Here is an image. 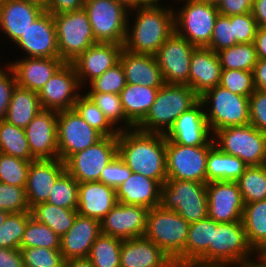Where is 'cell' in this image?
<instances>
[{"label":"cell","instance_id":"obj_1","mask_svg":"<svg viewBox=\"0 0 266 267\" xmlns=\"http://www.w3.org/2000/svg\"><path fill=\"white\" fill-rule=\"evenodd\" d=\"M161 4H144L129 10L123 49L135 54L156 55L174 33L173 6ZM131 17L135 18L130 21Z\"/></svg>","mask_w":266,"mask_h":267},{"label":"cell","instance_id":"obj_2","mask_svg":"<svg viewBox=\"0 0 266 267\" xmlns=\"http://www.w3.org/2000/svg\"><path fill=\"white\" fill-rule=\"evenodd\" d=\"M118 155L133 173L157 180H167L166 138L161 133L144 132L136 127L117 135Z\"/></svg>","mask_w":266,"mask_h":267},{"label":"cell","instance_id":"obj_3","mask_svg":"<svg viewBox=\"0 0 266 267\" xmlns=\"http://www.w3.org/2000/svg\"><path fill=\"white\" fill-rule=\"evenodd\" d=\"M199 100L200 97L188 85L164 84L159 88L149 112L136 128L165 134L174 121Z\"/></svg>","mask_w":266,"mask_h":267},{"label":"cell","instance_id":"obj_4","mask_svg":"<svg viewBox=\"0 0 266 267\" xmlns=\"http://www.w3.org/2000/svg\"><path fill=\"white\" fill-rule=\"evenodd\" d=\"M190 223L161 205L149 209L144 237L153 241L174 262L185 263V244Z\"/></svg>","mask_w":266,"mask_h":267},{"label":"cell","instance_id":"obj_5","mask_svg":"<svg viewBox=\"0 0 266 267\" xmlns=\"http://www.w3.org/2000/svg\"><path fill=\"white\" fill-rule=\"evenodd\" d=\"M212 134L232 126L250 124L249 97L216 86L200 96Z\"/></svg>","mask_w":266,"mask_h":267},{"label":"cell","instance_id":"obj_6","mask_svg":"<svg viewBox=\"0 0 266 267\" xmlns=\"http://www.w3.org/2000/svg\"><path fill=\"white\" fill-rule=\"evenodd\" d=\"M175 1L183 5L177 7L178 9L175 8L176 6L173 7L174 32L196 47H207L220 14L217 6L200 0Z\"/></svg>","mask_w":266,"mask_h":267},{"label":"cell","instance_id":"obj_7","mask_svg":"<svg viewBox=\"0 0 266 267\" xmlns=\"http://www.w3.org/2000/svg\"><path fill=\"white\" fill-rule=\"evenodd\" d=\"M164 209L173 210L188 223L208 217L207 183L167 179L161 187Z\"/></svg>","mask_w":266,"mask_h":267},{"label":"cell","instance_id":"obj_8","mask_svg":"<svg viewBox=\"0 0 266 267\" xmlns=\"http://www.w3.org/2000/svg\"><path fill=\"white\" fill-rule=\"evenodd\" d=\"M253 253L242 221L217 223L213 220L212 243L196 262L231 267L237 261Z\"/></svg>","mask_w":266,"mask_h":267},{"label":"cell","instance_id":"obj_9","mask_svg":"<svg viewBox=\"0 0 266 267\" xmlns=\"http://www.w3.org/2000/svg\"><path fill=\"white\" fill-rule=\"evenodd\" d=\"M53 19L56 27L59 58L64 63H72L86 49L98 43L84 8L53 15Z\"/></svg>","mask_w":266,"mask_h":267},{"label":"cell","instance_id":"obj_10","mask_svg":"<svg viewBox=\"0 0 266 267\" xmlns=\"http://www.w3.org/2000/svg\"><path fill=\"white\" fill-rule=\"evenodd\" d=\"M83 8L97 42L124 44L130 9L117 0H84Z\"/></svg>","mask_w":266,"mask_h":267},{"label":"cell","instance_id":"obj_11","mask_svg":"<svg viewBox=\"0 0 266 267\" xmlns=\"http://www.w3.org/2000/svg\"><path fill=\"white\" fill-rule=\"evenodd\" d=\"M213 141L220 151L238 157L247 166L263 163L266 134L252 124L219 129L213 133Z\"/></svg>","mask_w":266,"mask_h":267},{"label":"cell","instance_id":"obj_12","mask_svg":"<svg viewBox=\"0 0 266 267\" xmlns=\"http://www.w3.org/2000/svg\"><path fill=\"white\" fill-rule=\"evenodd\" d=\"M213 146V138L203 146H184L166 139L167 179L207 183V156Z\"/></svg>","mask_w":266,"mask_h":267},{"label":"cell","instance_id":"obj_13","mask_svg":"<svg viewBox=\"0 0 266 267\" xmlns=\"http://www.w3.org/2000/svg\"><path fill=\"white\" fill-rule=\"evenodd\" d=\"M118 155L117 136H103L65 161L66 171L79 183L99 181L103 168Z\"/></svg>","mask_w":266,"mask_h":267},{"label":"cell","instance_id":"obj_14","mask_svg":"<svg viewBox=\"0 0 266 267\" xmlns=\"http://www.w3.org/2000/svg\"><path fill=\"white\" fill-rule=\"evenodd\" d=\"M103 135L91 127L74 109L59 111L57 145L59 159L65 162L72 154L98 142Z\"/></svg>","mask_w":266,"mask_h":267},{"label":"cell","instance_id":"obj_15","mask_svg":"<svg viewBox=\"0 0 266 267\" xmlns=\"http://www.w3.org/2000/svg\"><path fill=\"white\" fill-rule=\"evenodd\" d=\"M82 91L73 65L64 63L45 83L38 97L42 109L59 112L73 109Z\"/></svg>","mask_w":266,"mask_h":267},{"label":"cell","instance_id":"obj_16","mask_svg":"<svg viewBox=\"0 0 266 267\" xmlns=\"http://www.w3.org/2000/svg\"><path fill=\"white\" fill-rule=\"evenodd\" d=\"M195 48L175 32L164 42L155 57L165 84L189 86L190 61Z\"/></svg>","mask_w":266,"mask_h":267},{"label":"cell","instance_id":"obj_17","mask_svg":"<svg viewBox=\"0 0 266 267\" xmlns=\"http://www.w3.org/2000/svg\"><path fill=\"white\" fill-rule=\"evenodd\" d=\"M208 218L217 223L242 221L244 201L237 181L207 183Z\"/></svg>","mask_w":266,"mask_h":267},{"label":"cell","instance_id":"obj_18","mask_svg":"<svg viewBox=\"0 0 266 267\" xmlns=\"http://www.w3.org/2000/svg\"><path fill=\"white\" fill-rule=\"evenodd\" d=\"M14 45L23 57L59 58L53 15L45 10Z\"/></svg>","mask_w":266,"mask_h":267},{"label":"cell","instance_id":"obj_19","mask_svg":"<svg viewBox=\"0 0 266 267\" xmlns=\"http://www.w3.org/2000/svg\"><path fill=\"white\" fill-rule=\"evenodd\" d=\"M148 208L139 205H116L100 221L101 233L122 240L144 236Z\"/></svg>","mask_w":266,"mask_h":267},{"label":"cell","instance_id":"obj_20","mask_svg":"<svg viewBox=\"0 0 266 267\" xmlns=\"http://www.w3.org/2000/svg\"><path fill=\"white\" fill-rule=\"evenodd\" d=\"M122 50L121 44L98 42L78 56L71 64L81 87L85 88L96 77L118 64Z\"/></svg>","mask_w":266,"mask_h":267},{"label":"cell","instance_id":"obj_21","mask_svg":"<svg viewBox=\"0 0 266 267\" xmlns=\"http://www.w3.org/2000/svg\"><path fill=\"white\" fill-rule=\"evenodd\" d=\"M57 118V111L43 109L24 129L30 151L36 160L59 158Z\"/></svg>","mask_w":266,"mask_h":267},{"label":"cell","instance_id":"obj_22","mask_svg":"<svg viewBox=\"0 0 266 267\" xmlns=\"http://www.w3.org/2000/svg\"><path fill=\"white\" fill-rule=\"evenodd\" d=\"M164 135L167 140L184 146L206 145L213 138V134L207 123L202 102L199 100L182 113Z\"/></svg>","mask_w":266,"mask_h":267},{"label":"cell","instance_id":"obj_23","mask_svg":"<svg viewBox=\"0 0 266 267\" xmlns=\"http://www.w3.org/2000/svg\"><path fill=\"white\" fill-rule=\"evenodd\" d=\"M65 171V162L59 158L31 161L25 187L30 209L39 203L47 202L52 186Z\"/></svg>","mask_w":266,"mask_h":267},{"label":"cell","instance_id":"obj_24","mask_svg":"<svg viewBox=\"0 0 266 267\" xmlns=\"http://www.w3.org/2000/svg\"><path fill=\"white\" fill-rule=\"evenodd\" d=\"M44 11L25 0H0V33L13 45Z\"/></svg>","mask_w":266,"mask_h":267},{"label":"cell","instance_id":"obj_25","mask_svg":"<svg viewBox=\"0 0 266 267\" xmlns=\"http://www.w3.org/2000/svg\"><path fill=\"white\" fill-rule=\"evenodd\" d=\"M100 234V221L77 214L71 228L60 237L63 259L88 258L91 247Z\"/></svg>","mask_w":266,"mask_h":267},{"label":"cell","instance_id":"obj_26","mask_svg":"<svg viewBox=\"0 0 266 267\" xmlns=\"http://www.w3.org/2000/svg\"><path fill=\"white\" fill-rule=\"evenodd\" d=\"M63 64L60 58L33 57H22L7 63L15 74L17 86L37 93Z\"/></svg>","mask_w":266,"mask_h":267},{"label":"cell","instance_id":"obj_27","mask_svg":"<svg viewBox=\"0 0 266 267\" xmlns=\"http://www.w3.org/2000/svg\"><path fill=\"white\" fill-rule=\"evenodd\" d=\"M120 267H175L153 241L142 237L122 240Z\"/></svg>","mask_w":266,"mask_h":267},{"label":"cell","instance_id":"obj_28","mask_svg":"<svg viewBox=\"0 0 266 267\" xmlns=\"http://www.w3.org/2000/svg\"><path fill=\"white\" fill-rule=\"evenodd\" d=\"M221 65L217 53L207 47H196L190 61L189 87L200 97L219 85Z\"/></svg>","mask_w":266,"mask_h":267},{"label":"cell","instance_id":"obj_29","mask_svg":"<svg viewBox=\"0 0 266 267\" xmlns=\"http://www.w3.org/2000/svg\"><path fill=\"white\" fill-rule=\"evenodd\" d=\"M116 189L99 181L79 183L77 213L101 221L116 205Z\"/></svg>","mask_w":266,"mask_h":267},{"label":"cell","instance_id":"obj_30","mask_svg":"<svg viewBox=\"0 0 266 267\" xmlns=\"http://www.w3.org/2000/svg\"><path fill=\"white\" fill-rule=\"evenodd\" d=\"M161 187L157 180L132 172L130 177L116 188L117 202L154 208L161 203Z\"/></svg>","mask_w":266,"mask_h":267},{"label":"cell","instance_id":"obj_31","mask_svg":"<svg viewBox=\"0 0 266 267\" xmlns=\"http://www.w3.org/2000/svg\"><path fill=\"white\" fill-rule=\"evenodd\" d=\"M126 83L160 88L165 83L155 56L135 54L123 49L120 61Z\"/></svg>","mask_w":266,"mask_h":267},{"label":"cell","instance_id":"obj_32","mask_svg":"<svg viewBox=\"0 0 266 267\" xmlns=\"http://www.w3.org/2000/svg\"><path fill=\"white\" fill-rule=\"evenodd\" d=\"M159 88L126 83L120 92L126 118L136 127L153 105Z\"/></svg>","mask_w":266,"mask_h":267},{"label":"cell","instance_id":"obj_33","mask_svg":"<svg viewBox=\"0 0 266 267\" xmlns=\"http://www.w3.org/2000/svg\"><path fill=\"white\" fill-rule=\"evenodd\" d=\"M41 110L43 109L37 92L16 86L4 120L25 129Z\"/></svg>","mask_w":266,"mask_h":267},{"label":"cell","instance_id":"obj_34","mask_svg":"<svg viewBox=\"0 0 266 267\" xmlns=\"http://www.w3.org/2000/svg\"><path fill=\"white\" fill-rule=\"evenodd\" d=\"M246 167L247 165L241 159L220 151L214 145L207 156V183L211 181H237Z\"/></svg>","mask_w":266,"mask_h":267},{"label":"cell","instance_id":"obj_35","mask_svg":"<svg viewBox=\"0 0 266 267\" xmlns=\"http://www.w3.org/2000/svg\"><path fill=\"white\" fill-rule=\"evenodd\" d=\"M30 212L36 221L49 226L60 237L71 228L78 214L77 209L62 208L47 202L33 206Z\"/></svg>","mask_w":266,"mask_h":267},{"label":"cell","instance_id":"obj_36","mask_svg":"<svg viewBox=\"0 0 266 267\" xmlns=\"http://www.w3.org/2000/svg\"><path fill=\"white\" fill-rule=\"evenodd\" d=\"M242 222L248 244L255 252L266 243V199L245 204Z\"/></svg>","mask_w":266,"mask_h":267},{"label":"cell","instance_id":"obj_37","mask_svg":"<svg viewBox=\"0 0 266 267\" xmlns=\"http://www.w3.org/2000/svg\"><path fill=\"white\" fill-rule=\"evenodd\" d=\"M213 236V219L190 223L185 244V263L196 262L209 248Z\"/></svg>","mask_w":266,"mask_h":267},{"label":"cell","instance_id":"obj_38","mask_svg":"<svg viewBox=\"0 0 266 267\" xmlns=\"http://www.w3.org/2000/svg\"><path fill=\"white\" fill-rule=\"evenodd\" d=\"M0 153L27 161L36 160L30 151L24 129L5 120L0 121Z\"/></svg>","mask_w":266,"mask_h":267},{"label":"cell","instance_id":"obj_39","mask_svg":"<svg viewBox=\"0 0 266 267\" xmlns=\"http://www.w3.org/2000/svg\"><path fill=\"white\" fill-rule=\"evenodd\" d=\"M98 108L104 113V116L118 130L133 129L135 126L126 118L122 106L120 94L84 92Z\"/></svg>","mask_w":266,"mask_h":267},{"label":"cell","instance_id":"obj_40","mask_svg":"<svg viewBox=\"0 0 266 267\" xmlns=\"http://www.w3.org/2000/svg\"><path fill=\"white\" fill-rule=\"evenodd\" d=\"M221 69L252 72L257 63L254 43H241L217 52Z\"/></svg>","mask_w":266,"mask_h":267},{"label":"cell","instance_id":"obj_41","mask_svg":"<svg viewBox=\"0 0 266 267\" xmlns=\"http://www.w3.org/2000/svg\"><path fill=\"white\" fill-rule=\"evenodd\" d=\"M244 204L266 199V166H247L237 180Z\"/></svg>","mask_w":266,"mask_h":267},{"label":"cell","instance_id":"obj_42","mask_svg":"<svg viewBox=\"0 0 266 267\" xmlns=\"http://www.w3.org/2000/svg\"><path fill=\"white\" fill-rule=\"evenodd\" d=\"M122 239L100 234L93 243L88 259L94 267H120Z\"/></svg>","mask_w":266,"mask_h":267},{"label":"cell","instance_id":"obj_43","mask_svg":"<svg viewBox=\"0 0 266 267\" xmlns=\"http://www.w3.org/2000/svg\"><path fill=\"white\" fill-rule=\"evenodd\" d=\"M91 127L99 131L103 136H117L118 130L104 116V113L85 94L76 100L73 108Z\"/></svg>","mask_w":266,"mask_h":267},{"label":"cell","instance_id":"obj_44","mask_svg":"<svg viewBox=\"0 0 266 267\" xmlns=\"http://www.w3.org/2000/svg\"><path fill=\"white\" fill-rule=\"evenodd\" d=\"M43 247L48 249H60V236L49 226L36 221L31 217L24 230V236L20 248Z\"/></svg>","mask_w":266,"mask_h":267},{"label":"cell","instance_id":"obj_45","mask_svg":"<svg viewBox=\"0 0 266 267\" xmlns=\"http://www.w3.org/2000/svg\"><path fill=\"white\" fill-rule=\"evenodd\" d=\"M79 182L65 171L52 186L47 203L62 208L77 209Z\"/></svg>","mask_w":266,"mask_h":267},{"label":"cell","instance_id":"obj_46","mask_svg":"<svg viewBox=\"0 0 266 267\" xmlns=\"http://www.w3.org/2000/svg\"><path fill=\"white\" fill-rule=\"evenodd\" d=\"M31 212L10 213L5 222L0 225V247L8 249L20 248L24 230Z\"/></svg>","mask_w":266,"mask_h":267},{"label":"cell","instance_id":"obj_47","mask_svg":"<svg viewBox=\"0 0 266 267\" xmlns=\"http://www.w3.org/2000/svg\"><path fill=\"white\" fill-rule=\"evenodd\" d=\"M31 161L0 153V183L25 188Z\"/></svg>","mask_w":266,"mask_h":267},{"label":"cell","instance_id":"obj_48","mask_svg":"<svg viewBox=\"0 0 266 267\" xmlns=\"http://www.w3.org/2000/svg\"><path fill=\"white\" fill-rule=\"evenodd\" d=\"M125 85L124 69L119 62L114 67L106 70L101 76L92 80L85 88L88 89L86 92L120 94Z\"/></svg>","mask_w":266,"mask_h":267},{"label":"cell","instance_id":"obj_49","mask_svg":"<svg viewBox=\"0 0 266 267\" xmlns=\"http://www.w3.org/2000/svg\"><path fill=\"white\" fill-rule=\"evenodd\" d=\"M219 86L232 93L250 97L255 90L253 72L221 69Z\"/></svg>","mask_w":266,"mask_h":267},{"label":"cell","instance_id":"obj_50","mask_svg":"<svg viewBox=\"0 0 266 267\" xmlns=\"http://www.w3.org/2000/svg\"><path fill=\"white\" fill-rule=\"evenodd\" d=\"M25 267H64L60 249L43 247L20 248Z\"/></svg>","mask_w":266,"mask_h":267},{"label":"cell","instance_id":"obj_51","mask_svg":"<svg viewBox=\"0 0 266 267\" xmlns=\"http://www.w3.org/2000/svg\"><path fill=\"white\" fill-rule=\"evenodd\" d=\"M0 210L9 213L30 211L25 188L0 183Z\"/></svg>","mask_w":266,"mask_h":267},{"label":"cell","instance_id":"obj_52","mask_svg":"<svg viewBox=\"0 0 266 267\" xmlns=\"http://www.w3.org/2000/svg\"><path fill=\"white\" fill-rule=\"evenodd\" d=\"M233 45H236V38L234 36L233 24H230V16L219 14L215 22L210 44L207 48L217 53Z\"/></svg>","mask_w":266,"mask_h":267},{"label":"cell","instance_id":"obj_53","mask_svg":"<svg viewBox=\"0 0 266 267\" xmlns=\"http://www.w3.org/2000/svg\"><path fill=\"white\" fill-rule=\"evenodd\" d=\"M230 24H233L236 44L254 43L258 24L252 13L230 16Z\"/></svg>","mask_w":266,"mask_h":267},{"label":"cell","instance_id":"obj_54","mask_svg":"<svg viewBox=\"0 0 266 267\" xmlns=\"http://www.w3.org/2000/svg\"><path fill=\"white\" fill-rule=\"evenodd\" d=\"M131 174L132 171L130 168L119 157V155H117L103 168L99 182L116 189L125 180H127Z\"/></svg>","mask_w":266,"mask_h":267},{"label":"cell","instance_id":"obj_55","mask_svg":"<svg viewBox=\"0 0 266 267\" xmlns=\"http://www.w3.org/2000/svg\"><path fill=\"white\" fill-rule=\"evenodd\" d=\"M3 64L0 66V121L6 116L12 93L17 86L13 70L7 64Z\"/></svg>","mask_w":266,"mask_h":267},{"label":"cell","instance_id":"obj_56","mask_svg":"<svg viewBox=\"0 0 266 267\" xmlns=\"http://www.w3.org/2000/svg\"><path fill=\"white\" fill-rule=\"evenodd\" d=\"M250 124L266 134V91L254 90L249 97Z\"/></svg>","mask_w":266,"mask_h":267},{"label":"cell","instance_id":"obj_57","mask_svg":"<svg viewBox=\"0 0 266 267\" xmlns=\"http://www.w3.org/2000/svg\"><path fill=\"white\" fill-rule=\"evenodd\" d=\"M253 0H221L217 9L221 15L232 16L251 13Z\"/></svg>","mask_w":266,"mask_h":267},{"label":"cell","instance_id":"obj_58","mask_svg":"<svg viewBox=\"0 0 266 267\" xmlns=\"http://www.w3.org/2000/svg\"><path fill=\"white\" fill-rule=\"evenodd\" d=\"M84 0H50L47 12L52 15H59L82 9Z\"/></svg>","mask_w":266,"mask_h":267},{"label":"cell","instance_id":"obj_59","mask_svg":"<svg viewBox=\"0 0 266 267\" xmlns=\"http://www.w3.org/2000/svg\"><path fill=\"white\" fill-rule=\"evenodd\" d=\"M0 267H25L20 248L8 249L0 247Z\"/></svg>","mask_w":266,"mask_h":267},{"label":"cell","instance_id":"obj_60","mask_svg":"<svg viewBox=\"0 0 266 267\" xmlns=\"http://www.w3.org/2000/svg\"><path fill=\"white\" fill-rule=\"evenodd\" d=\"M252 72L255 89L266 91V59H258Z\"/></svg>","mask_w":266,"mask_h":267},{"label":"cell","instance_id":"obj_61","mask_svg":"<svg viewBox=\"0 0 266 267\" xmlns=\"http://www.w3.org/2000/svg\"><path fill=\"white\" fill-rule=\"evenodd\" d=\"M251 13L258 27L266 28V0H253Z\"/></svg>","mask_w":266,"mask_h":267},{"label":"cell","instance_id":"obj_62","mask_svg":"<svg viewBox=\"0 0 266 267\" xmlns=\"http://www.w3.org/2000/svg\"><path fill=\"white\" fill-rule=\"evenodd\" d=\"M254 45L256 48L257 58L266 59V28L258 27Z\"/></svg>","mask_w":266,"mask_h":267},{"label":"cell","instance_id":"obj_63","mask_svg":"<svg viewBox=\"0 0 266 267\" xmlns=\"http://www.w3.org/2000/svg\"><path fill=\"white\" fill-rule=\"evenodd\" d=\"M231 267H266V263L254 252L252 255L237 261Z\"/></svg>","mask_w":266,"mask_h":267},{"label":"cell","instance_id":"obj_64","mask_svg":"<svg viewBox=\"0 0 266 267\" xmlns=\"http://www.w3.org/2000/svg\"><path fill=\"white\" fill-rule=\"evenodd\" d=\"M64 267H94L88 258L71 259L65 261Z\"/></svg>","mask_w":266,"mask_h":267},{"label":"cell","instance_id":"obj_65","mask_svg":"<svg viewBox=\"0 0 266 267\" xmlns=\"http://www.w3.org/2000/svg\"><path fill=\"white\" fill-rule=\"evenodd\" d=\"M175 267H229L224 265H213V264H201L197 262H187L175 265Z\"/></svg>","mask_w":266,"mask_h":267},{"label":"cell","instance_id":"obj_66","mask_svg":"<svg viewBox=\"0 0 266 267\" xmlns=\"http://www.w3.org/2000/svg\"><path fill=\"white\" fill-rule=\"evenodd\" d=\"M124 4L128 9L137 8L138 6L144 5L140 0H117Z\"/></svg>","mask_w":266,"mask_h":267},{"label":"cell","instance_id":"obj_67","mask_svg":"<svg viewBox=\"0 0 266 267\" xmlns=\"http://www.w3.org/2000/svg\"><path fill=\"white\" fill-rule=\"evenodd\" d=\"M25 1L38 5L44 10H47L49 3H50V0H25Z\"/></svg>","mask_w":266,"mask_h":267},{"label":"cell","instance_id":"obj_68","mask_svg":"<svg viewBox=\"0 0 266 267\" xmlns=\"http://www.w3.org/2000/svg\"><path fill=\"white\" fill-rule=\"evenodd\" d=\"M260 258L266 263V243L255 251Z\"/></svg>","mask_w":266,"mask_h":267},{"label":"cell","instance_id":"obj_69","mask_svg":"<svg viewBox=\"0 0 266 267\" xmlns=\"http://www.w3.org/2000/svg\"><path fill=\"white\" fill-rule=\"evenodd\" d=\"M10 213L5 210H0V225L3 224Z\"/></svg>","mask_w":266,"mask_h":267},{"label":"cell","instance_id":"obj_70","mask_svg":"<svg viewBox=\"0 0 266 267\" xmlns=\"http://www.w3.org/2000/svg\"><path fill=\"white\" fill-rule=\"evenodd\" d=\"M143 4H158L163 3V0H140Z\"/></svg>","mask_w":266,"mask_h":267},{"label":"cell","instance_id":"obj_71","mask_svg":"<svg viewBox=\"0 0 266 267\" xmlns=\"http://www.w3.org/2000/svg\"><path fill=\"white\" fill-rule=\"evenodd\" d=\"M202 2H206L210 5L218 6L221 0H200Z\"/></svg>","mask_w":266,"mask_h":267},{"label":"cell","instance_id":"obj_72","mask_svg":"<svg viewBox=\"0 0 266 267\" xmlns=\"http://www.w3.org/2000/svg\"><path fill=\"white\" fill-rule=\"evenodd\" d=\"M262 165L266 166V141H265V150H264V160Z\"/></svg>","mask_w":266,"mask_h":267}]
</instances>
